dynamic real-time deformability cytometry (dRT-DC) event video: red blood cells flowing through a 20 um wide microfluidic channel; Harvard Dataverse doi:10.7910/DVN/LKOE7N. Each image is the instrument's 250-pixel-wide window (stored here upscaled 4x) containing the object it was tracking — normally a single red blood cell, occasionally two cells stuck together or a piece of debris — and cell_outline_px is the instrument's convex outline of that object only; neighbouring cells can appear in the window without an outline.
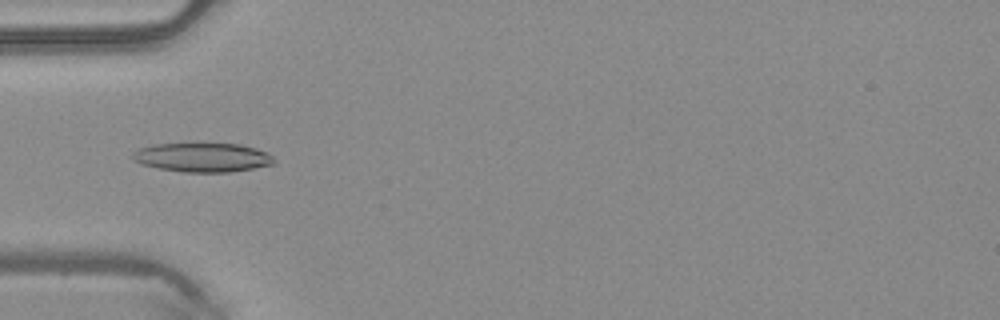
{"species": "common noctule bat (a hibernating species)", "species_latin": "Nyctalus noctula", "temperature_condition": "warm", "stored_images_in_passage": 6, "camera_frame_rate_fps": 3000, "um_per_image_px": 0.085, "animal": {"sex": "male", "body_mass_g": 20.4}, "frame": {"image": 1, "passage_image": 5, "time_ms": 1.333, "image_size_px": [1000, 320], "cell_outline_px": [[276, 164], [228, 172], [184, 172], [160, 168], [144, 164], [132, 160], [132, 152], [140, 148], [152, 144], [240, 144], [256, 148], [272, 156]], "centroid_in_image_um": [17.21, 13.38], "position_along_channel_um": 67.8, "area_um2": 23.7}}
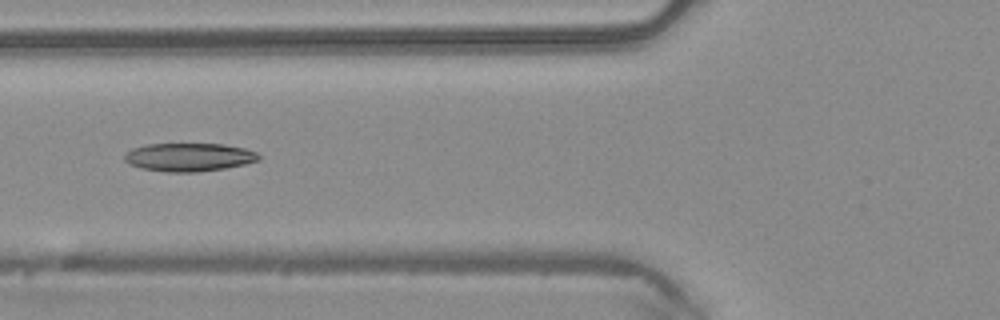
{"frame": {"image": 2, "passage_image": 6, "time_ms": 1.667, "image_size_px": [1000, 320], "cell_outline_px": [[260, 160], [244, 164], [224, 168], [196, 172], [168, 172], [140, 168], [128, 164], [124, 160], [124, 156], [132, 148], [148, 144], [224, 144], [244, 148], [256, 152], [260, 156]], "centroid_in_image_um": [16.05, 13.36], "position_along_channel_um": 109.7, "area_um2": 22.08}}